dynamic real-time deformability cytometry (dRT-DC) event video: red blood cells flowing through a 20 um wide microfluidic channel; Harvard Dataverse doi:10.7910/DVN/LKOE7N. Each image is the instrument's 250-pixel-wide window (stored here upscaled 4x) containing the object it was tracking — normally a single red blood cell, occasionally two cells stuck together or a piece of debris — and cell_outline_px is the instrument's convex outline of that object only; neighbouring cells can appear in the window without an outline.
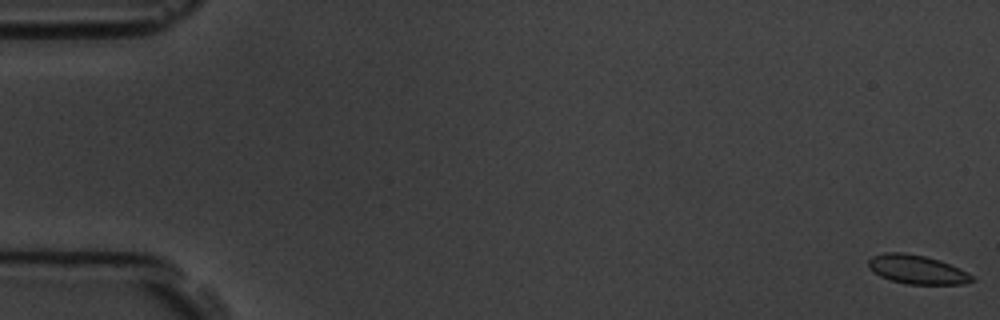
{"species": "common noctule bat (a hibernating species)", "species_latin": "Nyctalus noctula", "temperature_condition": "room temperature", "stored_images_in_passage": 6, "camera_frame_rate_fps": 3000, "um_per_image_px": 0.085, "animal": {"sex": "male", "body_mass_g": 19.5, "forearm_length_mm": 54.6}, "frame": {"image": 1, "passage_image": 1, "time_ms": 0.0, "image_size_px": [1000, 320], "cell_outline_px": [[976, 280], [964, 284], [908, 284], [892, 280], [880, 276], [868, 268], [868, 260], [872, 256], [884, 252], [904, 252], [924, 256], [940, 260], [960, 268], [968, 272]], "centroid_in_image_um": [77.95, 22.9], "position_along_channel_um": 7.0, "area_um2": 17.51}}
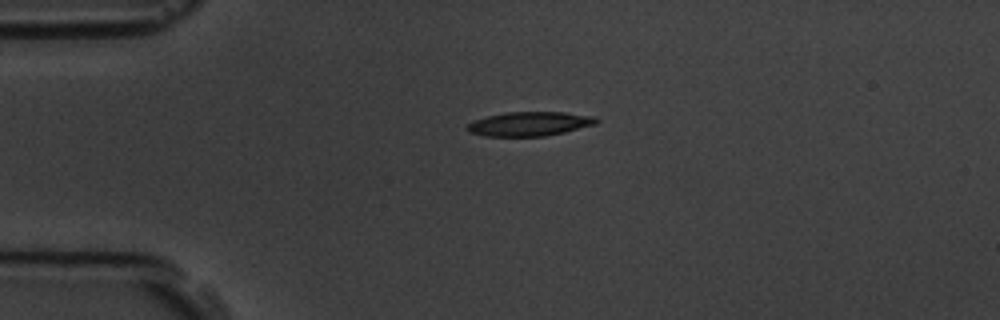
{"frame": {"image": 2, "passage_image": 6, "time_ms": 6.667, "image_size_px": [1000, 320], "cell_outline_px": [[600, 120], [596, 124], [564, 132], [544, 136], [484, 136], [468, 132], [464, 128], [468, 124], [476, 120], [488, 116], [508, 112], [564, 112], [596, 116]], "centroid_in_image_um": [45.03, 10.53], "position_along_channel_um": 40.0, "area_um2": 18.21}}